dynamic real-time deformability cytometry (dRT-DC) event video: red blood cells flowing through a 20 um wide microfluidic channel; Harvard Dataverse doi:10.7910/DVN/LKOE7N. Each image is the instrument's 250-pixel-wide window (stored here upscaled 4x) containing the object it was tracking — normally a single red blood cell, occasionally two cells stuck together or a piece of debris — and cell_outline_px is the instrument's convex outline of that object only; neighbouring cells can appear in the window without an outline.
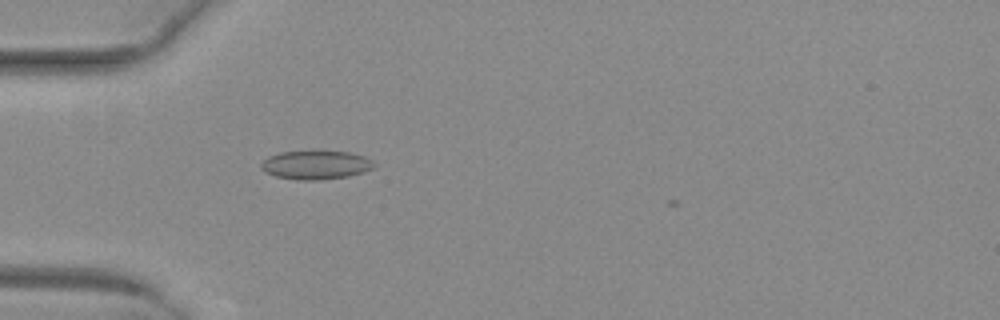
{"species": "common noctule bat (a hibernating species)", "species_latin": "Nyctalus noctula", "temperature_condition": "warm", "stored_images_in_passage": 32, "camera_frame_rate_fps": 3000, "um_per_image_px": 0.085, "animal": {"sex": "female", "body_mass_g": 29.2, "forearm_length_mm": 56.3}, "frame": {"image": 1, "passage_image": 1, "time_ms": 0.0, "image_size_px": [1000, 320], "cell_outline_px": [[376, 164], [372, 168], [364, 172], [348, 176], [320, 180], [296, 180], [276, 176], [264, 172], [260, 168], [260, 164], [268, 156], [280, 152], [312, 148], [348, 152], [364, 156], [372, 160]], "centroid_in_image_um": [26.82, 13.97], "position_along_channel_um": 58.2, "area_um2": 19.77}}
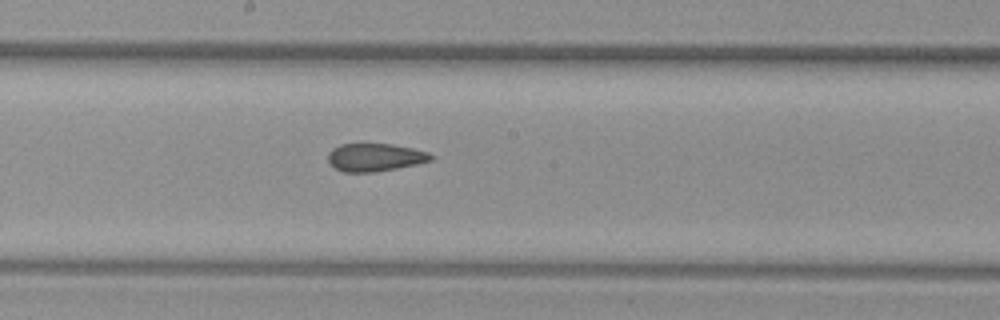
{"frame": {"image": 2, "passage_image": 13, "time_ms": 4.0, "image_size_px": [1000, 320], "cell_outline_px": [[436, 156], [432, 160], [416, 164], [376, 172], [344, 172], [336, 168], [328, 160], [328, 152], [332, 148], [340, 144], [392, 144], [412, 148], [428, 152]], "centroid_in_image_um": [31.89, 13.37], "position_along_channel_um": 216.3, "area_um2": 16.7}}
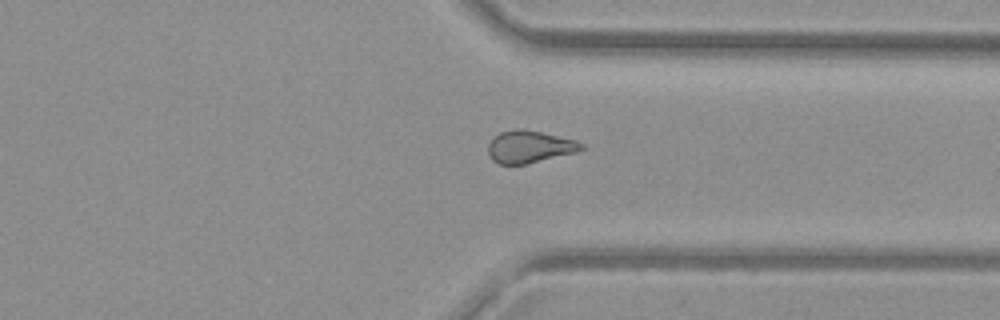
{"frame": {"image": 3, "passage_image": 24, "time_ms": 7.667, "image_size_px": [1000, 320], "cell_outline_px": [[584, 148], [576, 152], [524, 164], [500, 164], [492, 160], [488, 152], [488, 144], [492, 136], [500, 132], [520, 128], [524, 128], [576, 140], [584, 144]], "centroid_in_image_um": [44.98, 12.45], "position_along_channel_um": 366.4, "area_um2": 17.51}}